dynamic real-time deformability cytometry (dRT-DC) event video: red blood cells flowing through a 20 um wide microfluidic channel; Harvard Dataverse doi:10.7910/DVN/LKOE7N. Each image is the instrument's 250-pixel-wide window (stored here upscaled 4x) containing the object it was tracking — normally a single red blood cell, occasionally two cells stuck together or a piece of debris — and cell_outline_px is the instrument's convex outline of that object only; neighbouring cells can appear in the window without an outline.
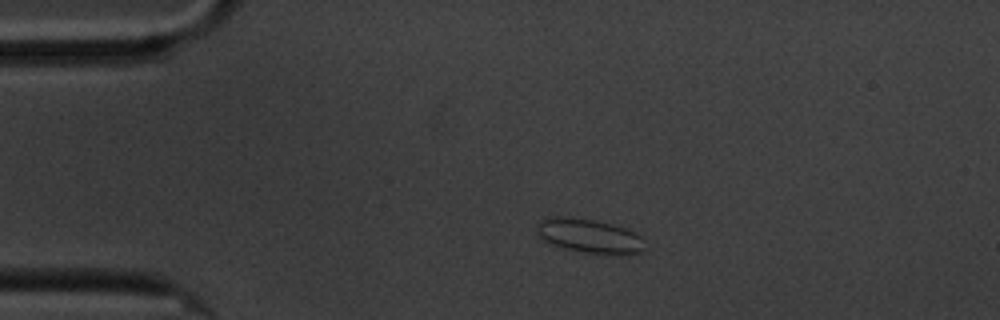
{"species": "common noctule bat (a hibernating species)", "species_latin": "Nyctalus noctula", "temperature_condition": "cold", "stored_images_in_passage": 3, "camera_frame_rate_fps": 3000, "um_per_image_px": 0.085, "animal": {"sex": "male", "body_mass_g": 20.1, "forearm_length_mm": 53.5}, "frame": {"image": 1, "passage_image": 1, "time_ms": 0.0, "image_size_px": [1000, 320], "cell_outline_px": [[644, 248], [640, 252], [624, 256], [612, 256], [584, 252], [564, 248], [540, 240], [536, 232], [536, 224], [540, 220], [548, 216], [564, 216], [596, 220], [612, 224], [624, 228], [640, 236]], "centroid_in_image_um": [50.03, 20.07], "position_along_channel_um": 35.0, "area_um2": 21.96}}
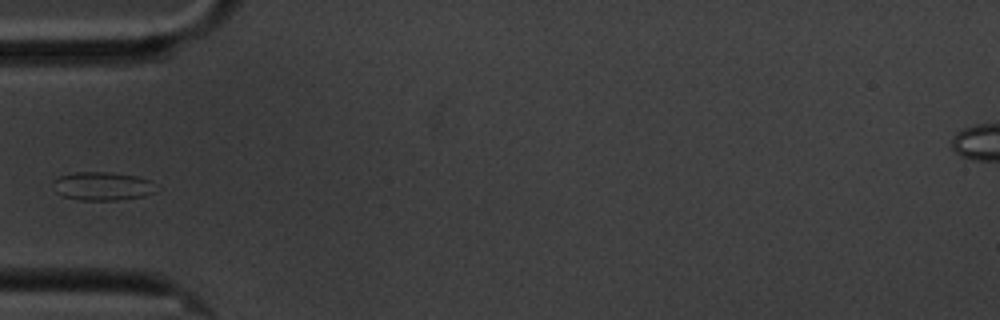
{"frame": {"image": 2, "passage_image": 3, "time_ms": 2.333, "image_size_px": [1000, 320], "cell_outline_px": [[152, 192], [144, 196], [116, 200], [76, 200], [64, 196], [56, 192], [52, 180], [60, 176], [76, 172], [112, 172], [136, 176], [148, 180]], "centroid_in_image_um": [8.6, 15.82], "position_along_channel_um": 76.4, "area_um2": 16.7}}